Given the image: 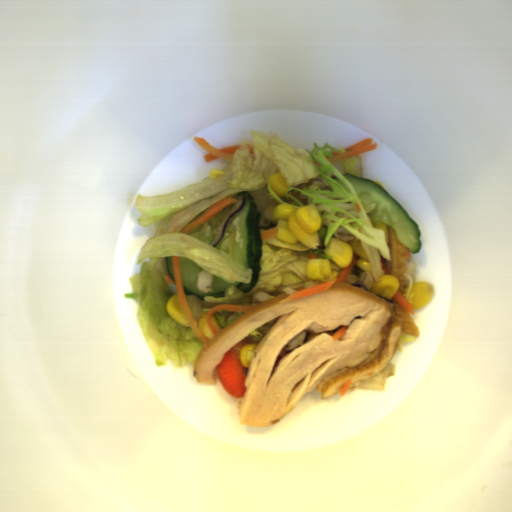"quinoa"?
Masks as SVG:
<instances>
[{
	"label": "quinoa",
	"instance_id": "quinoa-1",
	"mask_svg": "<svg viewBox=\"0 0 512 512\" xmlns=\"http://www.w3.org/2000/svg\"><path fill=\"white\" fill-rule=\"evenodd\" d=\"M214 279V275L203 269L197 274L196 277L197 290L203 294L212 293Z\"/></svg>",
	"mask_w": 512,
	"mask_h": 512
},
{
	"label": "quinoa",
	"instance_id": "quinoa-2",
	"mask_svg": "<svg viewBox=\"0 0 512 512\" xmlns=\"http://www.w3.org/2000/svg\"><path fill=\"white\" fill-rule=\"evenodd\" d=\"M188 307L194 317V319L203 318V304L202 300L195 294H185Z\"/></svg>",
	"mask_w": 512,
	"mask_h": 512
},
{
	"label": "quinoa",
	"instance_id": "quinoa-3",
	"mask_svg": "<svg viewBox=\"0 0 512 512\" xmlns=\"http://www.w3.org/2000/svg\"><path fill=\"white\" fill-rule=\"evenodd\" d=\"M347 283L361 282L363 286L370 291L372 285L377 282L371 272H362L360 276L348 274L346 280Z\"/></svg>",
	"mask_w": 512,
	"mask_h": 512
},
{
	"label": "quinoa",
	"instance_id": "quinoa-4",
	"mask_svg": "<svg viewBox=\"0 0 512 512\" xmlns=\"http://www.w3.org/2000/svg\"><path fill=\"white\" fill-rule=\"evenodd\" d=\"M307 335V330H302L284 349L286 351H291L292 349L300 345H303L307 338Z\"/></svg>",
	"mask_w": 512,
	"mask_h": 512
},
{
	"label": "quinoa",
	"instance_id": "quinoa-5",
	"mask_svg": "<svg viewBox=\"0 0 512 512\" xmlns=\"http://www.w3.org/2000/svg\"><path fill=\"white\" fill-rule=\"evenodd\" d=\"M334 235L336 239H340L346 243L356 238V236L349 232L345 227H337Z\"/></svg>",
	"mask_w": 512,
	"mask_h": 512
},
{
	"label": "quinoa",
	"instance_id": "quinoa-6",
	"mask_svg": "<svg viewBox=\"0 0 512 512\" xmlns=\"http://www.w3.org/2000/svg\"><path fill=\"white\" fill-rule=\"evenodd\" d=\"M236 311H228L227 310V313H226V317H225V322H227L228 320H230L232 317H234V314H235Z\"/></svg>",
	"mask_w": 512,
	"mask_h": 512
}]
</instances>
